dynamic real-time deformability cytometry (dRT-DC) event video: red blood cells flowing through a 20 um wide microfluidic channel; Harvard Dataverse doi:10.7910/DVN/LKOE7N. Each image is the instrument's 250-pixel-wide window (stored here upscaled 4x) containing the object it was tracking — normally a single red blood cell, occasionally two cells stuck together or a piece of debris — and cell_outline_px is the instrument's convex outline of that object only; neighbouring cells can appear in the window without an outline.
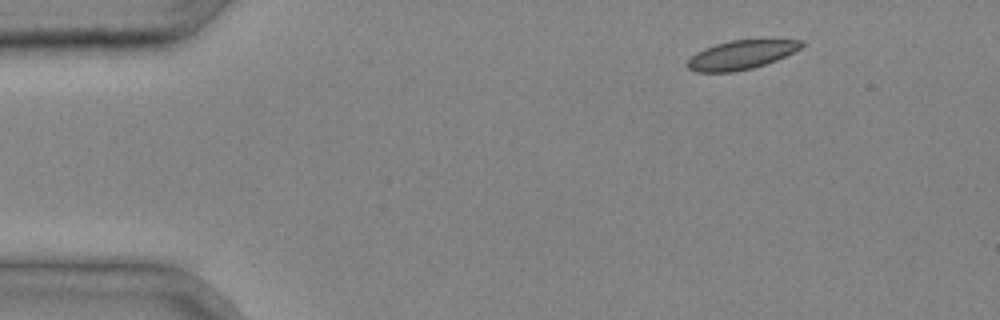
{"species": "common noctule bat (a hibernating species)", "species_latin": "Nyctalus noctula", "temperature_condition": "cold", "stored_images_in_passage": 3, "camera_frame_rate_fps": 3000, "um_per_image_px": 0.085, "animal": {"sex": "male", "body_mass_g": 20.4}, "frame": {"image": 1, "passage_image": 1, "time_ms": 0.0, "image_size_px": [1000, 320], "cell_outline_px": [[804, 44], [800, 48], [776, 60], [752, 68], [732, 72], [696, 72], [688, 68], [684, 64], [696, 52], [704, 48], [716, 44], [732, 40], [764, 36], [772, 36], [804, 40]], "centroid_in_image_um": [63.08, 4.59], "position_along_channel_um": 21.9, "area_um2": 20.17}}
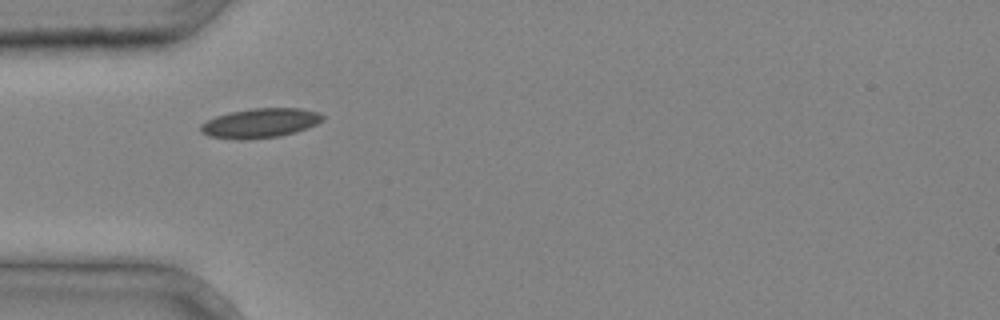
{"frame": {"image": 2, "passage_image": 3, "time_ms": 0.667, "image_size_px": [1000, 320], "cell_outline_px": [[324, 120], [308, 128], [296, 132], [280, 136], [244, 140], [236, 140], [208, 136], [200, 132], [200, 124], [216, 116], [232, 112], [252, 108], [300, 108], [320, 112], [324, 116]], "centroid_in_image_um": [22.13, 10.47], "position_along_channel_um": 62.9, "area_um2": 21.15}}